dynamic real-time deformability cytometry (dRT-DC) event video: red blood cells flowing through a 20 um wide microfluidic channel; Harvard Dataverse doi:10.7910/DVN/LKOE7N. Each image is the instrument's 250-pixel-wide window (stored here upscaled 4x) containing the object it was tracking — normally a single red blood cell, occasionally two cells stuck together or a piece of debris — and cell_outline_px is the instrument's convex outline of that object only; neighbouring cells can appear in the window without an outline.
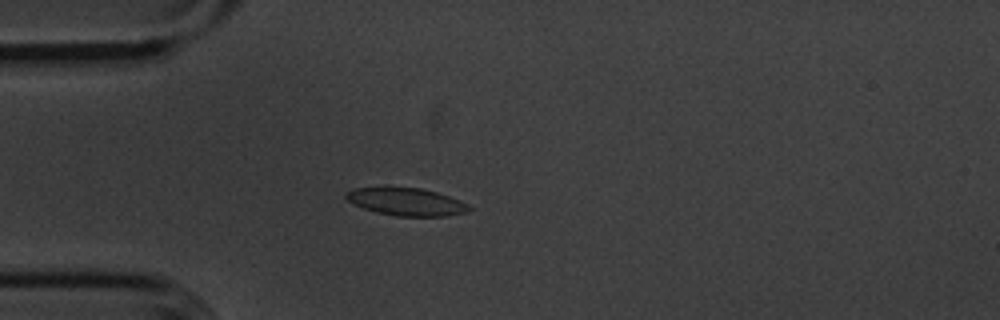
{"species": "common noctule bat (a hibernating species)", "species_latin": "Nyctalus noctula", "temperature_condition": "cold", "stored_images_in_passage": 43, "camera_frame_rate_fps": 3000, "um_per_image_px": 0.085, "animal": {"sex": "male", "body_mass_g": 20.1, "forearm_length_mm": 53.5}, "frame": {"image": 1, "passage_image": 9, "time_ms": 2.667, "image_size_px": [1000, 320], "cell_outline_px": [[472, 208], [468, 212], [444, 216], [396, 216], [376, 212], [364, 208], [348, 200], [344, 196], [344, 192], [352, 188], [420, 188], [436, 192], [460, 200], [468, 204]], "centroid_in_image_um": [34.55, 17.16], "position_along_channel_um": 50.4, "area_um2": 19.59}}
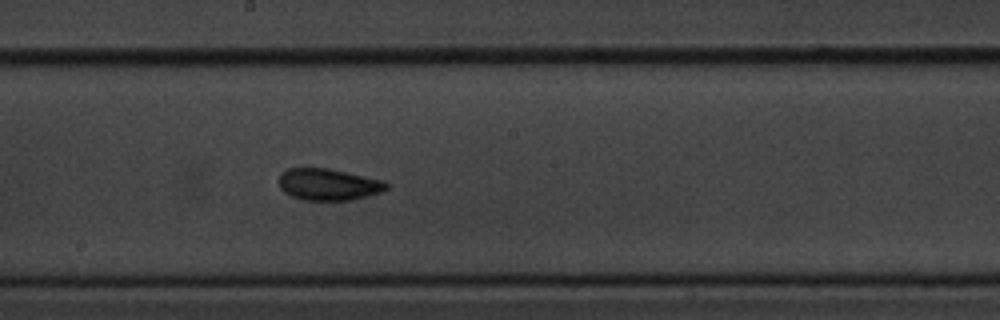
{"frame": {"image": 2, "passage_image": 24, "time_ms": 7.667, "image_size_px": [1000, 320], "cell_outline_px": [[388, 188], [380, 192], [368, 196], [348, 200], [304, 200], [292, 196], [284, 192], [280, 188], [280, 172], [288, 168], [328, 168], [384, 180], [388, 184]], "centroid_in_image_um": [27.91, 15.67], "position_along_channel_um": 220.3, "area_um2": 19.83}}
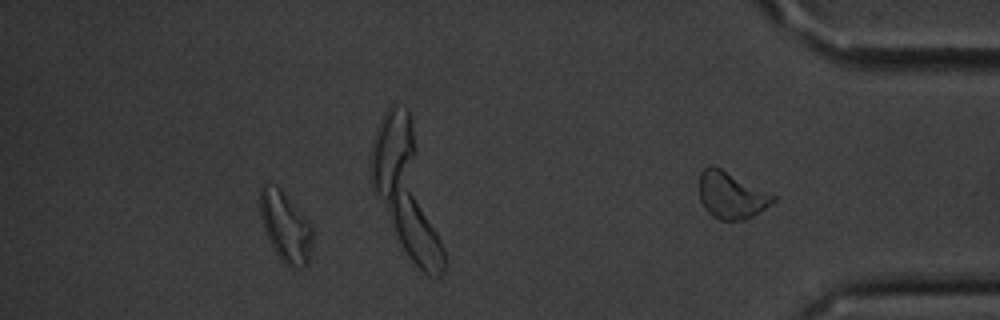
{"frame": {"image": 3, "passage_image": 37, "time_ms": 12.0, "image_size_px": [1000, 320], "cell_outline_px": [[312, 248], [308, 264], [292, 272], [280, 260], [264, 232], [260, 216], [260, 188], [264, 184], [276, 184], [280, 188], [312, 228]], "centroid_in_image_um": [24.25, 19.36], "position_along_channel_um": 411.0, "area_um2": 21.56}, "authors_computed_cell_mechanics": {"area_um2": 19.652, "velocity_mm_per_s": 3.5926, "shape_relaxation_time_tau1_ms": 5.207, "shape_relaxation_time_tau2_ms": 3.8417, "deformation_change_tau1": 0.094, "deformation_change_tau2": 0.0719}}